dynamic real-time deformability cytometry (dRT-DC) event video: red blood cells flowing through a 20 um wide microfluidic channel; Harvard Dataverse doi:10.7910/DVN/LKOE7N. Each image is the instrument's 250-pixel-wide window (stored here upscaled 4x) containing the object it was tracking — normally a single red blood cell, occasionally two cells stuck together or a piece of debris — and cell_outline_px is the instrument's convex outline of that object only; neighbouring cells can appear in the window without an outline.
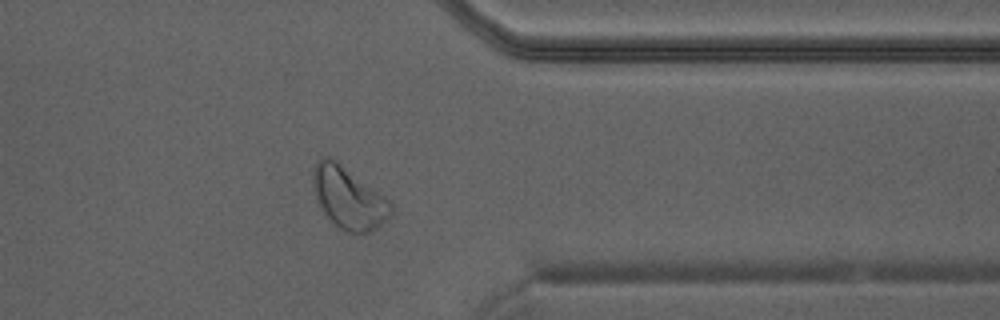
{"species": "Egyptian fruit bat (a non-hibernating species)", "species_latin": "Rousettus aegyptiacus", "temperature_condition": "warm", "stored_images_in_passage": 30, "camera_frame_rate_fps": 3000, "um_per_image_px": 0.085, "animal": {"sex": "male"}, "frame": {"image": 1, "passage_image": 22, "time_ms": 7.0, "image_size_px": [1000, 320], "cell_outline_px": [[392, 212], [376, 228], [368, 232], [348, 232], [340, 228], [324, 212], [320, 204], [316, 192], [312, 172], [312, 168], [320, 160], [328, 156], [336, 160], [384, 196], [392, 204]], "centroid_in_image_um": [29.64, 16.81], "position_along_channel_um": 381.8, "area_um2": 26.93}}
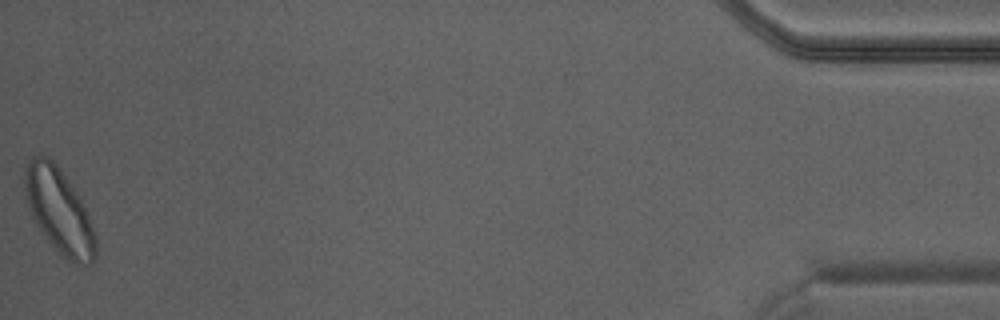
{"frame": {"image": 2, "passage_image": 30, "time_ms": 9.667, "image_size_px": [1000, 320], "cell_outline_px": [[96, 256], [92, 264], [88, 264], [68, 260], [60, 256], [44, 236], [36, 224], [32, 216], [24, 192], [24, 168], [28, 160], [32, 156], [48, 156], [60, 168], [76, 192], [88, 216], [96, 236]], "centroid_in_image_um": [5.0, 17.92], "position_along_channel_um": 430.2, "area_um2": 34.85}}